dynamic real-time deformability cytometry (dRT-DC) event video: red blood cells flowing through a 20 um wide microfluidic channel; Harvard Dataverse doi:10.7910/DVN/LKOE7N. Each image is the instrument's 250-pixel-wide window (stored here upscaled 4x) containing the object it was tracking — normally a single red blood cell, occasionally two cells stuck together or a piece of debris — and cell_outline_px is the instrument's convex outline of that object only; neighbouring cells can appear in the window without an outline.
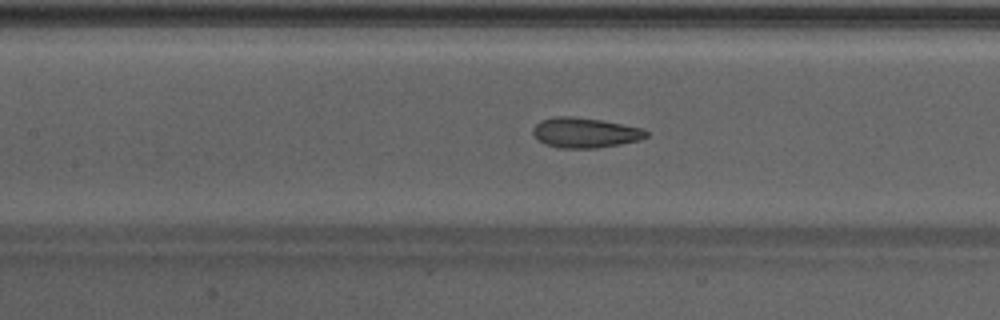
{"species": "Egyptian fruit bat (a non-hibernating species)", "species_latin": "Rousettus aegyptiacus", "temperature_condition": "warm", "stored_images_in_passage": 48, "camera_frame_rate_fps": 3000, "um_per_image_px": 0.085, "animal": {"sex": "male"}, "frame": {"image": 1, "passage_image": 22, "time_ms": 7.0, "image_size_px": [1000, 320], "cell_outline_px": [[648, 136], [640, 140], [620, 144], [596, 148], [560, 148], [544, 144], [532, 132], [532, 128], [540, 120], [556, 116], [572, 116], [600, 120], [644, 128], [648, 132]], "centroid_in_image_um": [49.73, 11.28], "position_along_channel_um": 157.7, "area_um2": 19.88}}
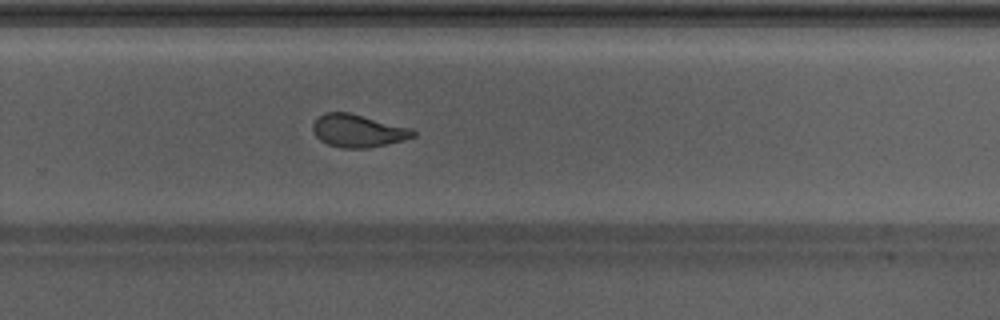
{"frame": {"image": 2, "passage_image": 32, "time_ms": 10.333, "image_size_px": [1000, 320], "cell_outline_px": [[416, 136], [404, 140], [368, 148], [344, 148], [328, 144], [320, 140], [316, 136], [312, 128], [312, 124], [324, 112], [348, 112], [412, 128], [416, 132]], "centroid_in_image_um": [30.44, 11.11], "position_along_channel_um": 299.4, "area_um2": 19.07}}
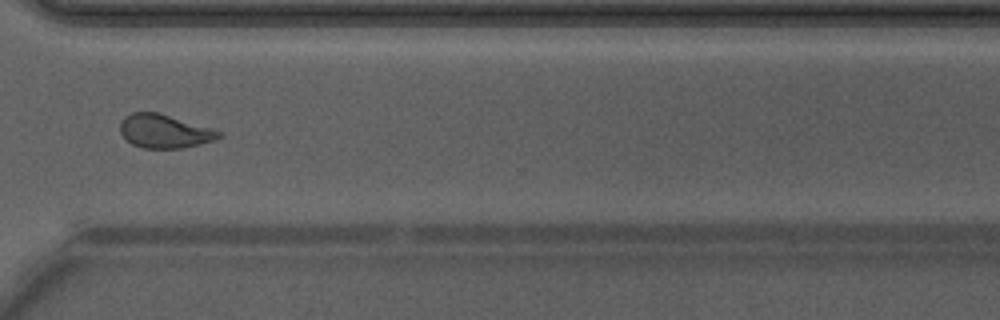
{"frame": {"image": 3, "passage_image": 36, "time_ms": 11.667, "image_size_px": [1000, 320], "cell_outline_px": [[224, 136], [212, 140], [184, 148], [144, 148], [132, 144], [120, 132], [120, 120], [124, 116], [132, 112], [160, 112], [212, 128], [224, 132]], "centroid_in_image_um": [13.99, 11.13], "position_along_channel_um": 356.6, "area_um2": 19.48}, "authors_computed_cell_mechanics": {"area_um2": 20.0277, "velocity_mm_per_s": 4.2657, "shape_relaxation_time_tau1_ms": 5.0411, "shape_relaxation_time_tau2_ms": 1.1488, "deformation_change_tau1": 0.1598, "deformation_change_tau2": 0.0713}}